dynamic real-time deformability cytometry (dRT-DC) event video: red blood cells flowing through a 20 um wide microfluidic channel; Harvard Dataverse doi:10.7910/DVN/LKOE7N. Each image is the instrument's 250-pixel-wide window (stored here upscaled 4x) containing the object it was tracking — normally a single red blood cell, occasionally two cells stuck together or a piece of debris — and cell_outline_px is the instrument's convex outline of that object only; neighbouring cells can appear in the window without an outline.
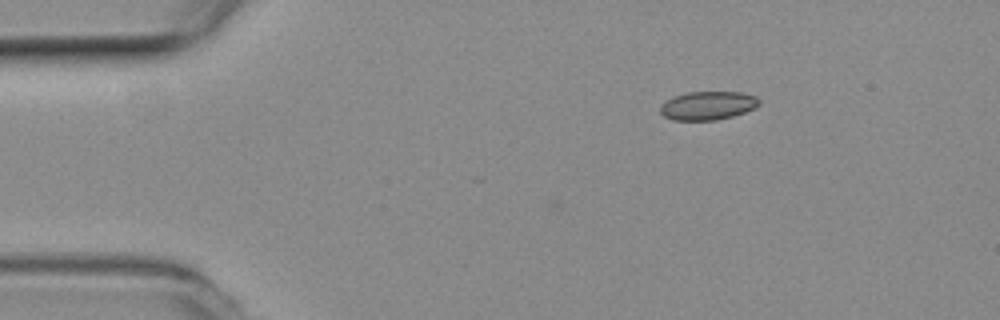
{"species": "common noctule bat (a hibernating species)", "species_latin": "Nyctalus noctula", "temperature_condition": "room temperature", "stored_images_in_passage": 2, "camera_frame_rate_fps": 3000, "um_per_image_px": 0.085, "animal": {"sex": "female", "body_mass_g": 19.3, "forearm_length_mm": 54.1}, "frame": {"image": 1, "passage_image": 1, "time_ms": 0.0, "image_size_px": [1000, 320], "cell_outline_px": [[760, 104], [756, 108], [732, 116], [716, 120], [672, 120], [664, 116], [660, 112], [660, 108], [672, 96], [688, 92], [740, 92], [756, 96], [760, 100]], "centroid_in_image_um": [60.19, 8.97], "position_along_channel_um": 24.8, "area_um2": 16.42}}